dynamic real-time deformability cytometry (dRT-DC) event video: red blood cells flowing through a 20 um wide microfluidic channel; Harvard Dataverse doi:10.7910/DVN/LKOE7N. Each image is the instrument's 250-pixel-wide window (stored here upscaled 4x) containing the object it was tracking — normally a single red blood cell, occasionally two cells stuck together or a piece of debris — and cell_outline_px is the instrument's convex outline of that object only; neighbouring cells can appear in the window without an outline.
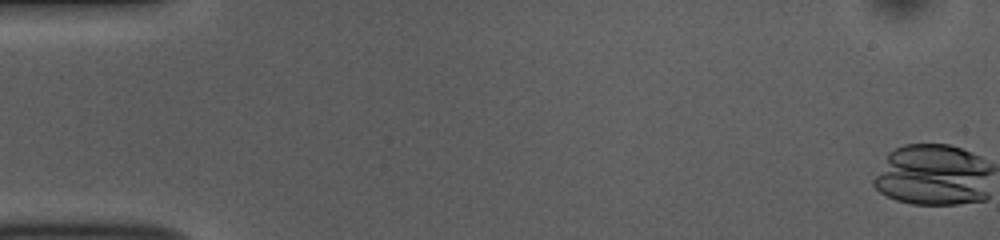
{"species": "common noctule bat (a hibernating species)", "species_latin": "Nyctalus noctula", "temperature_condition": "room temperature", "stored_images_in_passage": 12, "camera_frame_rate_fps": 3000, "um_per_image_px": 0.085, "animal": {"sex": "female", "body_mass_g": 10.0, "forearm_length_mm": 53.1}, "frame": {"image": 1, "passage_image": 1, "time_ms": 0.0, "image_size_px": [1000, 240], "cell_outline_px": [[984, 172], [972, 200], [940, 204], [928, 204], [904, 200], [892, 196], [916, 144], [940, 144], [956, 148], [964, 152]], "centroid_in_image_um": [79.78, 14.96], "position_along_channel_um": 5.2, "area_um2": 29.3}}